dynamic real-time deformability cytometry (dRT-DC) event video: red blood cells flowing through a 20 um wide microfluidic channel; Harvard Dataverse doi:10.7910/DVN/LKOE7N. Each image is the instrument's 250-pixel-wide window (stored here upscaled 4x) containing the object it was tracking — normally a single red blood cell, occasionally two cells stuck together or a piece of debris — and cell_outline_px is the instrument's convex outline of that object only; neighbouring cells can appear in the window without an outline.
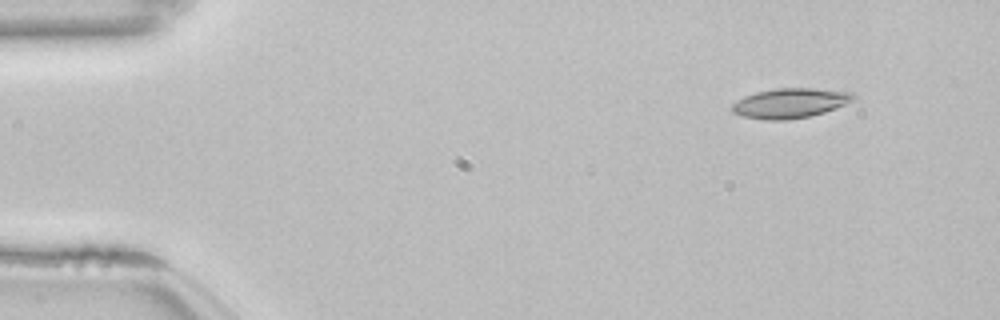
{"species": "common noctule bat (a hibernating species)", "species_latin": "Nyctalus noctula", "temperature_condition": "room temperature", "stored_images_in_passage": 49, "camera_frame_rate_fps": 3000, "um_per_image_px": 0.085, "animal": {"sex": "female", "body_mass_g": 22.7, "forearm_length_mm": 54.2}, "frame": {"image": 1, "passage_image": 1, "time_ms": 0.0, "image_size_px": [1000, 320], "cell_outline_px": [[856, 100], [824, 112], [808, 116], [788, 120], [764, 120], [744, 116], [732, 112], [728, 108], [732, 104], [744, 96], [756, 92], [776, 88], [812, 88], [852, 92], [856, 96]], "centroid_in_image_um": [67.15, 8.76], "position_along_channel_um": 17.8, "area_um2": 21.15}}
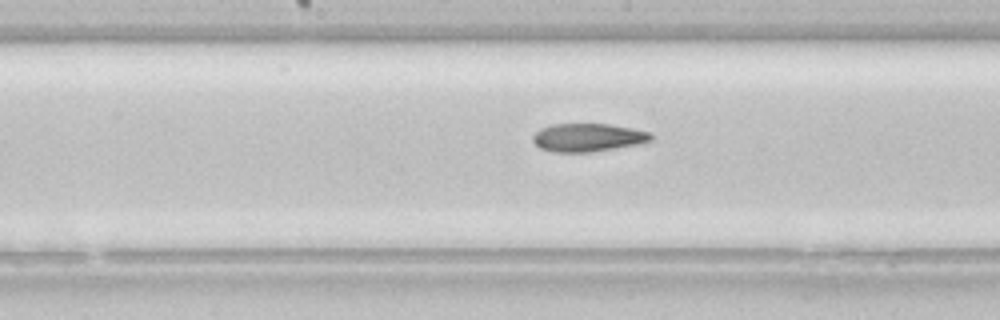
{"frame": {"image": 2, "passage_image": 23, "time_ms": 7.333, "image_size_px": [1000, 320], "cell_outline_px": [[652, 140], [640, 144], [592, 152], [556, 152], [540, 148], [532, 140], [532, 136], [540, 128], [552, 124], [612, 124], [652, 132]], "centroid_in_image_um": [50.0, 11.68], "position_along_channel_um": 198.2, "area_um2": 19.54}}
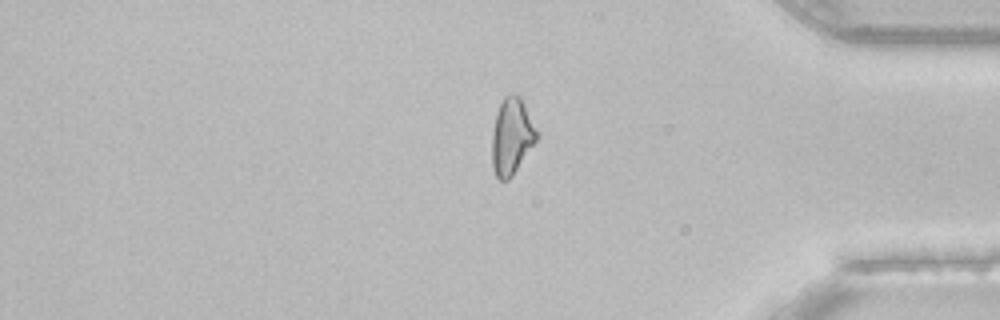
{"frame": {"image": 3, "passage_image": 40, "time_ms": 13.0, "image_size_px": [1000, 320], "cell_outline_px": [[536, 140], [512, 176], [508, 180], [500, 180], [496, 176], [492, 168], [492, 132], [496, 112], [504, 96], [512, 92], [516, 92], [520, 96], [536, 128]], "centroid_in_image_um": [43.46, 11.56], "position_along_channel_um": 391.7, "area_um2": 19.77}, "authors_computed_cell_mechanics": {"area_um2": 20.1144, "velocity_mm_per_s": 3.8533, "shape_relaxation_time_tau1_ms": 10.2322, "shape_relaxation_time_tau2_ms": 3.6933, "deformation_change_tau1": 0.2224, "deformation_change_tau2": 0.1231}}